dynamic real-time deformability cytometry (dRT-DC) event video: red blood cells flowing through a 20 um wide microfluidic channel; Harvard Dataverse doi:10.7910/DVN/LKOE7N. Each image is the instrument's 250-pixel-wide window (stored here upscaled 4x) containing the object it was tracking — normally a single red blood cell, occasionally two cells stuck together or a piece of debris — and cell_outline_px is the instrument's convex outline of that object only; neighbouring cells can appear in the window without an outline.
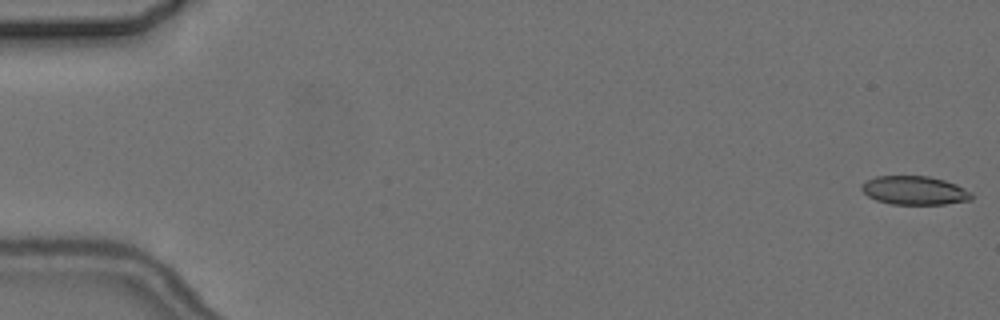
{"species": "common noctule bat (a hibernating species)", "species_latin": "Nyctalus noctula", "temperature_condition": "cold", "stored_images_in_passage": 6, "camera_frame_rate_fps": 3000, "um_per_image_px": 0.085, "animal": {"sex": "female", "body_mass_g": 24.6, "forearm_length_mm": 56.2}, "frame": {"image": 1, "passage_image": 1, "time_ms": 0.0, "image_size_px": [1000, 320], "cell_outline_px": [[972, 200], [944, 204], [892, 204], [876, 200], [868, 196], [860, 188], [860, 184], [876, 176], [928, 176], [944, 180], [956, 184], [972, 192]], "centroid_in_image_um": [77.74, 16.18], "position_along_channel_um": 7.3, "area_um2": 18.38}}
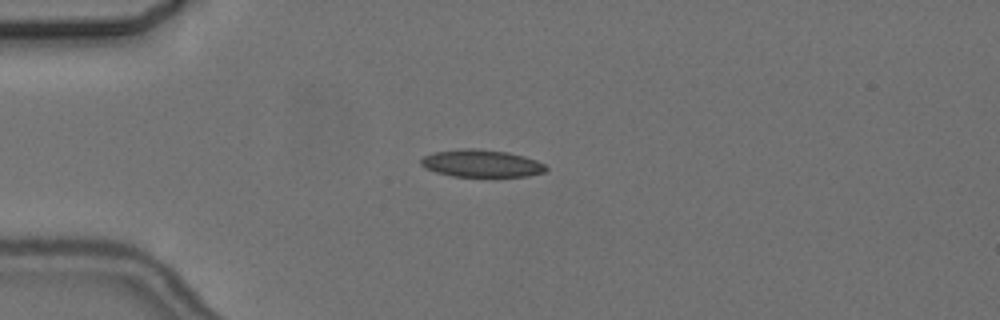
{"frame": {"image": 2, "passage_image": 5, "time_ms": 4.667, "image_size_px": [1000, 320], "cell_outline_px": [[548, 168], [544, 172], [528, 176], [452, 176], [436, 172], [420, 164], [420, 160], [424, 156], [436, 152], [464, 148], [476, 148], [508, 152], [524, 156], [536, 160], [544, 164]], "centroid_in_image_um": [40.94, 13.88], "position_along_channel_um": 44.1, "area_um2": 19.77}}